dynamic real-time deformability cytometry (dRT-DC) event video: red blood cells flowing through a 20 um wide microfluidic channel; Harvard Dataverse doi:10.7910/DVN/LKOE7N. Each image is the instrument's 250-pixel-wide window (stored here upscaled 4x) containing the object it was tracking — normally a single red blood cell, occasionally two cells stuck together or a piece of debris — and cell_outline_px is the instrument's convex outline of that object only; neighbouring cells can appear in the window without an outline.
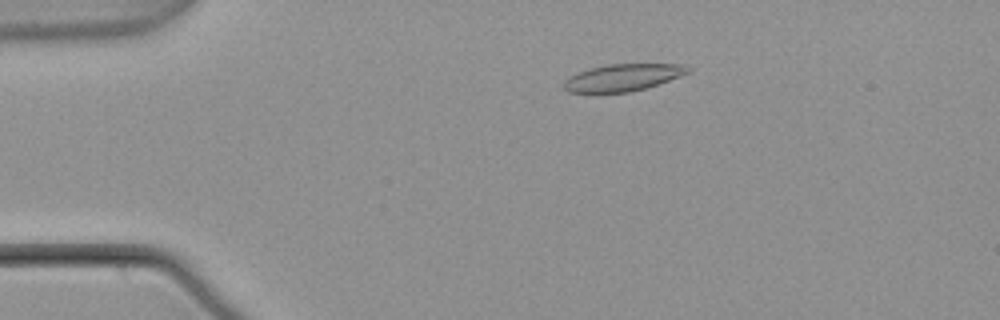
{"species": "common noctule bat (a hibernating species)", "species_latin": "Nyctalus noctula", "temperature_condition": "warm", "stored_images_in_passage": 54, "camera_frame_rate_fps": 3000, "um_per_image_px": 0.085, "animal": {"sex": "male", "body_mass_g": 21.5, "forearm_length_mm": 52.0}, "frame": {"image": 1, "passage_image": 11, "time_ms": 3.333, "image_size_px": [1000, 320], "cell_outline_px": [[692, 72], [644, 88], [628, 92], [592, 96], [568, 92], [564, 88], [564, 80], [588, 68], [608, 64], [684, 64], [692, 68]], "centroid_in_image_um": [52.88, 6.63], "position_along_channel_um": 32.1, "area_um2": 20.17}}
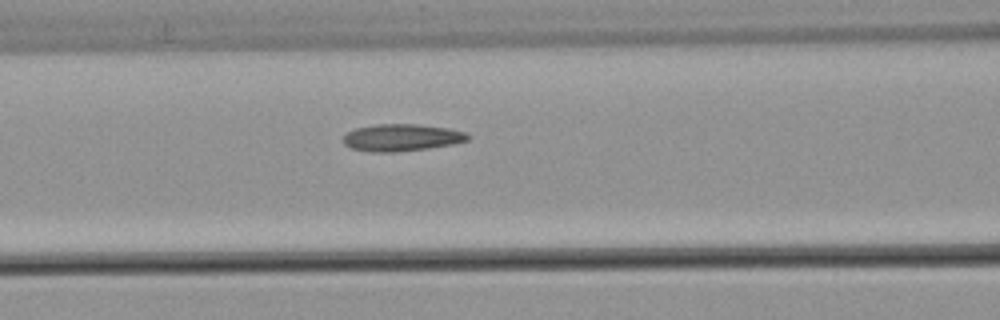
{"frame": {"image": 2, "passage_image": 23, "time_ms": 7.333, "image_size_px": [1000, 320], "cell_outline_px": [[472, 136], [468, 140], [452, 144], [428, 148], [396, 152], [372, 152], [352, 148], [344, 144], [344, 136], [348, 132], [356, 128], [376, 124], [416, 124], [448, 128], [464, 132]], "centroid_in_image_um": [34.15, 11.69], "position_along_channel_um": 132.4, "area_um2": 19.54}}
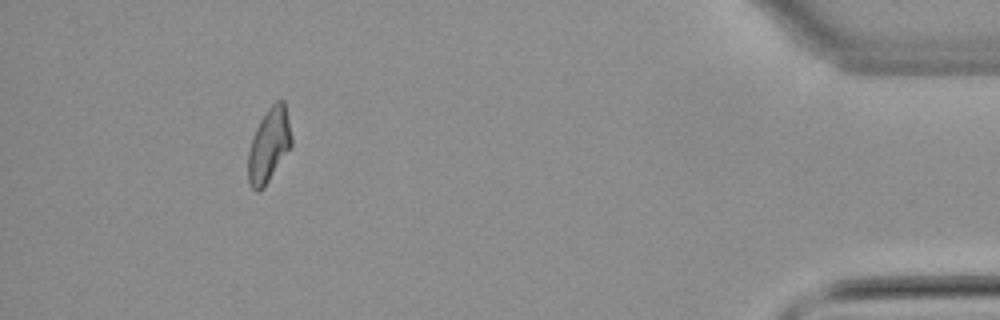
{"frame": {"image": 3, "passage_image": 50, "time_ms": 16.333, "image_size_px": [1000, 320], "cell_outline_px": [[292, 144], [264, 188], [260, 192], [256, 192], [252, 188], [248, 180], [248, 152], [252, 136], [260, 120], [268, 108], [276, 100], [284, 100], [292, 136]], "centroid_in_image_um": [22.85, 12.35], "position_along_channel_um": 412.4, "area_um2": 18.67}, "authors_computed_cell_mechanics": {"area_um2": 19.3341, "velocity_mm_per_s": 3.7942, "shape_relaxation_time_tau1_ms": null, "shape_relaxation_time_tau2_ms": 2.7632, "deformation_change_tau1": null, "deformation_change_tau2": 0.1067}}